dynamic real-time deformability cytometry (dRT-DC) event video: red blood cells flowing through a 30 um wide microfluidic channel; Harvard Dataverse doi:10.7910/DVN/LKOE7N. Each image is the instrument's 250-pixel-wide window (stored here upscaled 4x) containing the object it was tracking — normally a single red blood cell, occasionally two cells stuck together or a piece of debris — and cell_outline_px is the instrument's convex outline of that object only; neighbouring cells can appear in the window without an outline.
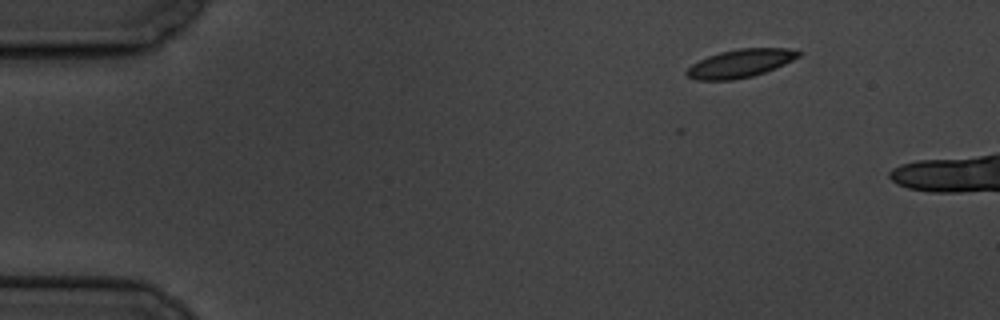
{"species": "common noctule bat (a hibernating species)", "species_latin": "Nyctalus noctula", "temperature_condition": "cold", "stored_images_in_passage": 3, "camera_frame_rate_fps": 3000, "um_per_image_px": 0.085, "animal": {"sex": "male", "body_mass_g": 19.5, "forearm_length_mm": 54.6}, "frame": {"image": 1, "passage_image": 1, "time_ms": 0.0, "image_size_px": [1000, 320], "cell_outline_px": [[804, 52], [800, 56], [776, 68], [752, 76], [732, 80], [696, 80], [688, 76], [684, 72], [692, 64], [708, 56], [720, 52], [740, 48], [788, 48]], "centroid_in_image_um": [62.94, 5.38], "position_along_channel_um": 22.1, "area_um2": 18.32}}